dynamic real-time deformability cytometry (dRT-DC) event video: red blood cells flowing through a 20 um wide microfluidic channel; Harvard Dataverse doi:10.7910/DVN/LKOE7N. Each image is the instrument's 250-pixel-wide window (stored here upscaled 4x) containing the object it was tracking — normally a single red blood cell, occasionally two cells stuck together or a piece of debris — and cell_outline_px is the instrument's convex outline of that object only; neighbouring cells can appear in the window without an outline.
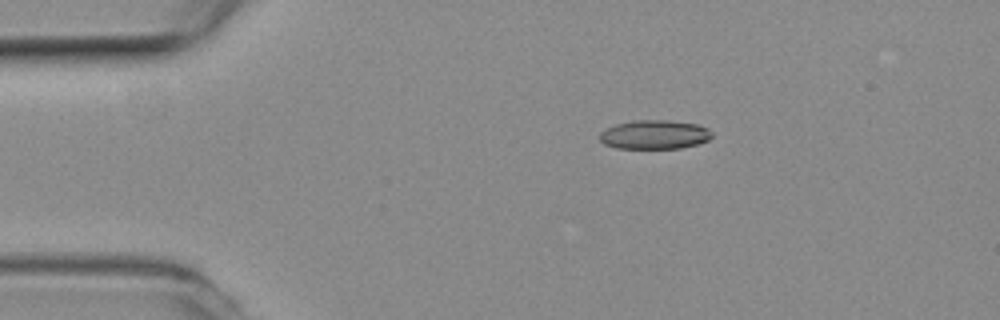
{"species": "common noctule bat (a hibernating species)", "species_latin": "Nyctalus noctula", "temperature_condition": "room temperature", "stored_images_in_passage": 9, "camera_frame_rate_fps": 3000, "um_per_image_px": 0.085, "animal": {"sex": "female", "body_mass_g": 19.3, "forearm_length_mm": 54.1}, "frame": {"image": 1, "passage_image": 2, "time_ms": 0.333, "image_size_px": [1000, 320], "cell_outline_px": [[712, 136], [708, 140], [696, 144], [680, 148], [616, 148], [604, 144], [600, 140], [600, 132], [616, 124], [632, 120], [668, 120], [696, 124], [708, 128], [712, 132]], "centroid_in_image_um": [55.63, 11.43], "position_along_channel_um": 29.4, "area_um2": 18.9}}